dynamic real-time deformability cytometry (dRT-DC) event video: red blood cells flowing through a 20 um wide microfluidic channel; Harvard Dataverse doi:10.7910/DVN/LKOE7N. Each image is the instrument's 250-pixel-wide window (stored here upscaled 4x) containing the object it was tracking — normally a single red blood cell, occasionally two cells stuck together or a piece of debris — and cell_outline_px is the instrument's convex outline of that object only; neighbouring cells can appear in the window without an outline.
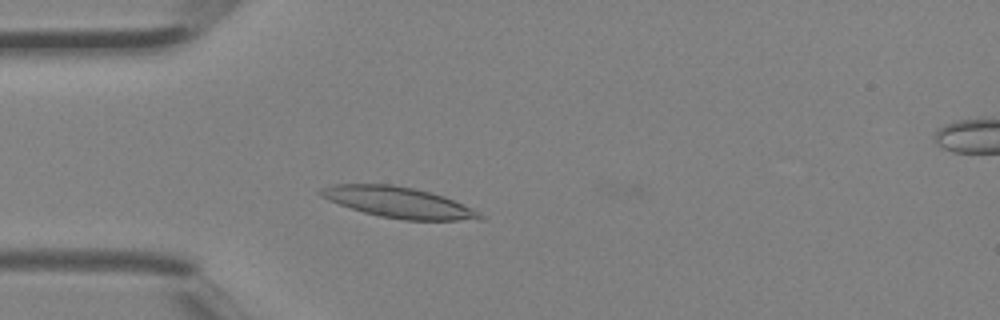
{"species": "Egyptian fruit bat (a non-hibernating species)", "species_latin": "Rousettus aegyptiacus", "temperature_condition": "room temperature", "stored_images_in_passage": 7, "camera_frame_rate_fps": 3000, "um_per_image_px": 0.085, "animal": {"sex": "female"}, "frame": {"image": 1, "passage_image": 6, "time_ms": 1.667, "image_size_px": [1000, 320], "cell_outline_px": [[484, 220], [404, 220], [380, 216], [364, 212], [328, 200], [320, 196], [316, 192], [320, 188], [332, 184], [392, 184], [432, 192], [444, 196], [484, 216]], "centroid_in_image_um": [33.8, 17.19], "position_along_channel_um": 51.2, "area_um2": 28.26}}